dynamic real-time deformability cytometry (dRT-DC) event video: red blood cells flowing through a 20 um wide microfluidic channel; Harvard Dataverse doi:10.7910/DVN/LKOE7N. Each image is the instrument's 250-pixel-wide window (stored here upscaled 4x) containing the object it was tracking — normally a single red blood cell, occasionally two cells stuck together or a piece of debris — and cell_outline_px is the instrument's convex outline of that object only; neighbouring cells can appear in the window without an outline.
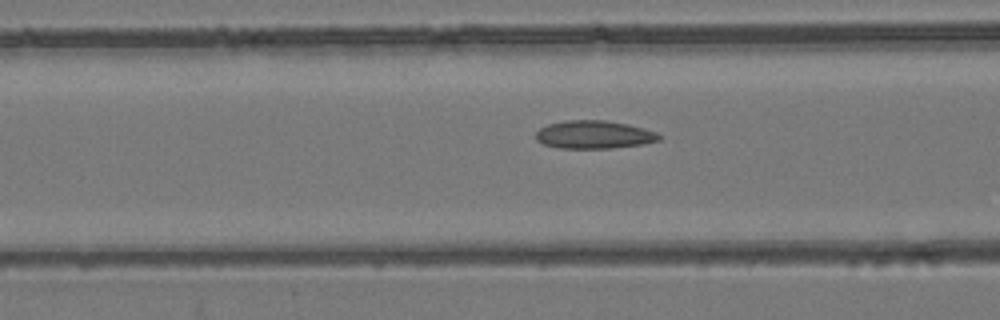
{"species": "common noctule bat (a hibernating species)", "species_latin": "Nyctalus noctula", "temperature_condition": "room temperature", "stored_images_in_passage": 45, "camera_frame_rate_fps": 3000, "um_per_image_px": 0.085, "animal": {"sex": "female", "body_mass_g": 24.6, "forearm_length_mm": 56.2}, "frame": {"image": 1, "passage_image": 13, "time_ms": 4.0, "image_size_px": [1000, 320], "cell_outline_px": [[660, 140], [640, 144], [612, 148], [556, 148], [544, 144], [536, 140], [536, 132], [540, 128], [548, 124], [564, 120], [604, 120], [628, 124], [644, 128], [656, 132], [660, 136]], "centroid_in_image_um": [50.46, 11.44], "position_along_channel_um": 116.1, "area_um2": 20.11}}
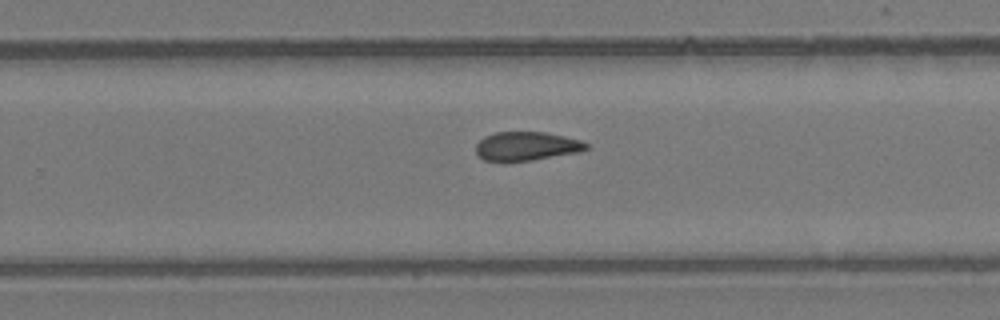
{"frame": {"image": 2, "passage_image": 26, "time_ms": 8.333, "image_size_px": [1000, 320], "cell_outline_px": [[588, 148], [580, 152], [532, 160], [504, 164], [484, 160], [476, 152], [476, 144], [484, 136], [496, 132], [544, 132], [564, 136], [580, 140], [588, 144]], "centroid_in_image_um": [44.71, 12.46], "position_along_channel_um": 285.1, "area_um2": 18.96}}
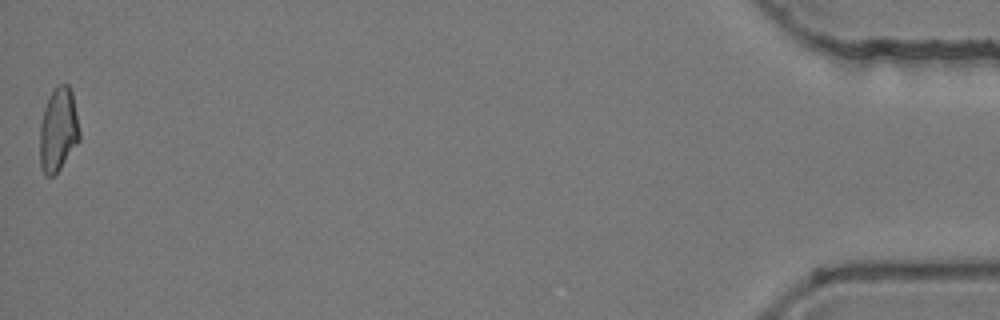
{"frame": {"image": 3, "passage_image": 45, "time_ms": 14.667, "image_size_px": [1000, 320], "cell_outline_px": [[80, 140], [60, 168], [52, 176], [44, 176], [40, 168], [40, 124], [44, 108], [52, 92], [60, 84], [68, 84], [72, 92], [80, 132]], "centroid_in_image_um": [4.95, 11.06], "position_along_channel_um": 430.3, "area_um2": 19.25}, "authors_computed_cell_mechanics": {"area_um2": 19.4786, "velocity_mm_per_s": 3.9066, "shape_relaxation_time_tau1_ms": null, "shape_relaxation_time_tau2_ms": 9.8709, "deformation_change_tau1": null, "deformation_change_tau2": 0.1711}}